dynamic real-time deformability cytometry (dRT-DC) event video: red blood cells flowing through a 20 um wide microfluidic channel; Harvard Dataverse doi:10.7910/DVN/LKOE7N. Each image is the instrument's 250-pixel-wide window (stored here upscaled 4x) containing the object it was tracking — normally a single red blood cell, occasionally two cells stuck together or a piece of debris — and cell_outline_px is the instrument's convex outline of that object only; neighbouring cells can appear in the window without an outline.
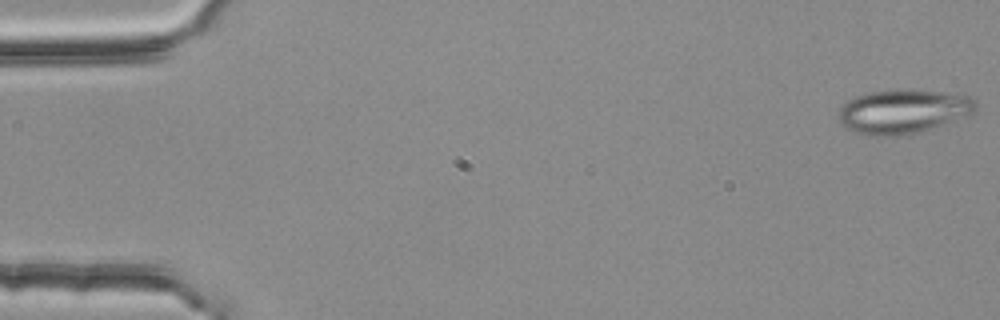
{"species": "common noctule bat (a hibernating species)", "species_latin": "Nyctalus noctula", "temperature_condition": "room temperature", "stored_images_in_passage": 54, "camera_frame_rate_fps": 3000, "um_per_image_px": 0.085, "animal": {"sex": "female", "body_mass_g": 25.1}, "frame": {"image": 1, "passage_image": 1, "time_ms": 0.0, "image_size_px": [1000, 320], "cell_outline_px": [[976, 108], [968, 116], [908, 136], [872, 136], [856, 132], [844, 128], [840, 120], [840, 108], [852, 96], [868, 92], [896, 88], [912, 88], [944, 92], [968, 96], [976, 100]], "centroid_in_image_um": [76.76, 9.46], "position_along_channel_um": 8.2, "area_um2": 35.95}}
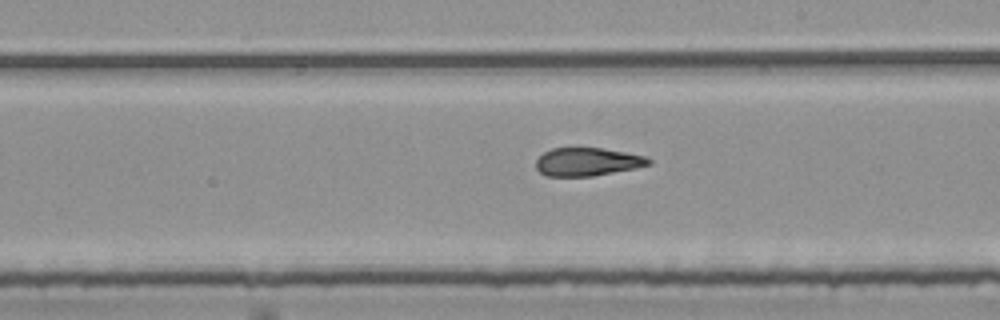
{"frame": {"image": 2, "passage_image": 31, "time_ms": 10.0, "image_size_px": [1000, 320], "cell_outline_px": [[652, 164], [636, 168], [592, 176], [548, 176], [540, 172], [536, 168], [536, 160], [544, 152], [552, 148], [600, 148], [648, 156], [652, 160]], "centroid_in_image_um": [49.96, 13.75], "position_along_channel_um": 239.0, "area_um2": 18.5}}
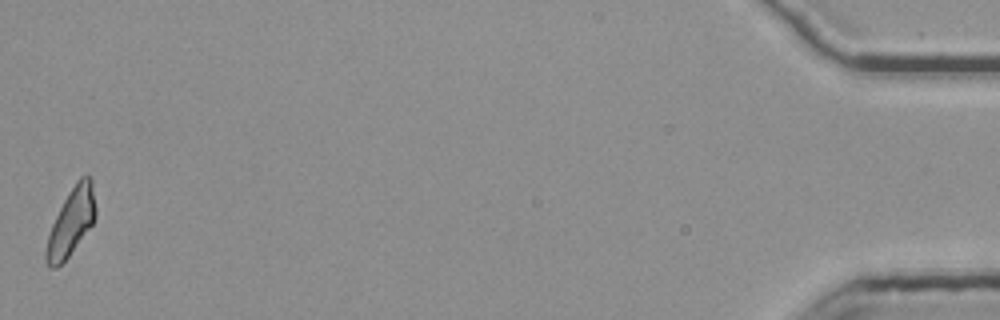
{"frame": {"image": 3, "passage_image": 54, "time_ms": 17.667, "image_size_px": [1000, 320], "cell_outline_px": [[96, 216], [92, 224], [68, 256], [56, 268], [48, 268], [44, 260], [44, 252], [48, 236], [52, 224], [68, 192], [76, 180], [80, 176], [92, 176], [96, 208]], "centroid_in_image_um": [6.04, 18.85], "position_along_channel_um": 429.2, "area_um2": 19.36}, "authors_computed_cell_mechanics": {"area_um2": 19.7098, "velocity_mm_per_s": 3.779, "shape_relaxation_time_tau1_ms": null, "shape_relaxation_time_tau2_ms": 1.5158, "deformation_change_tau1": null, "deformation_change_tau2": 0.1049}}